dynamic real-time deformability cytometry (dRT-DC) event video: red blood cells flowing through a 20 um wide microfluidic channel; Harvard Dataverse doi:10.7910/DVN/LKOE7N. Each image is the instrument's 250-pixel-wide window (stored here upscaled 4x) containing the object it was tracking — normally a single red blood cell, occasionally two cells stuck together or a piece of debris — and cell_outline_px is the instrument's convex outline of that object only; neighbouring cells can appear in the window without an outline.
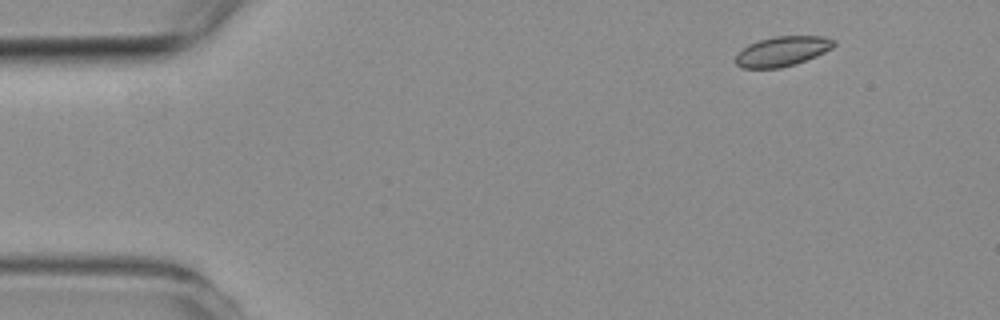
{"species": "common noctule bat (a hibernating species)", "species_latin": "Nyctalus noctula", "temperature_condition": "room temperature", "stored_images_in_passage": 4, "camera_frame_rate_fps": 3000, "um_per_image_px": 0.085, "animal": {"sex": "female", "body_mass_g": 19.3, "forearm_length_mm": 54.1}, "frame": {"image": 1, "passage_image": 1, "time_ms": 0.0, "image_size_px": [1000, 320], "cell_outline_px": [[836, 44], [832, 48], [816, 56], [796, 64], [780, 68], [740, 68], [736, 64], [736, 56], [748, 44], [760, 40], [776, 36], [824, 36], [836, 40]], "centroid_in_image_um": [66.53, 4.36], "position_along_channel_um": 18.5, "area_um2": 17.05}}